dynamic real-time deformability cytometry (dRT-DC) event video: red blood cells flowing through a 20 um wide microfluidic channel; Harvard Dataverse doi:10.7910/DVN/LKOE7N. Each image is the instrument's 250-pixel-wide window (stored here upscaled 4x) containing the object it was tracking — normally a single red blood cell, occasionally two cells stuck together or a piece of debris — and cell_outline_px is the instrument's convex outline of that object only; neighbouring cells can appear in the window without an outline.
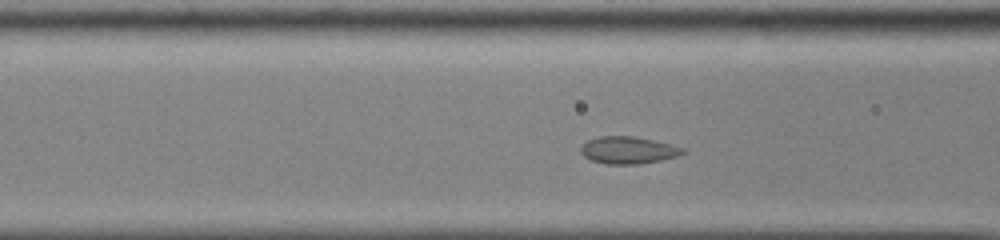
{"species": "common noctule bat (a hibernating species)", "species_latin": "Nyctalus noctula", "temperature_condition": "cold", "stored_images_in_passage": 40, "camera_frame_rate_fps": 3000, "um_per_image_px": 0.085, "animal": {"sex": "male", "body_mass_g": 13.0, "forearm_length_mm": 53.1}, "frame": {"image": 1, "passage_image": 10, "time_ms": 3.0, "image_size_px": [1000, 240], "cell_outline_px": [[688, 152], [680, 156], [640, 164], [604, 164], [592, 160], [584, 156], [580, 152], [580, 148], [588, 140], [600, 136], [632, 136], [672, 144], [688, 148]], "centroid_in_image_um": [53.47, 12.77], "position_along_channel_um": 113.1, "area_um2": 16.36}}
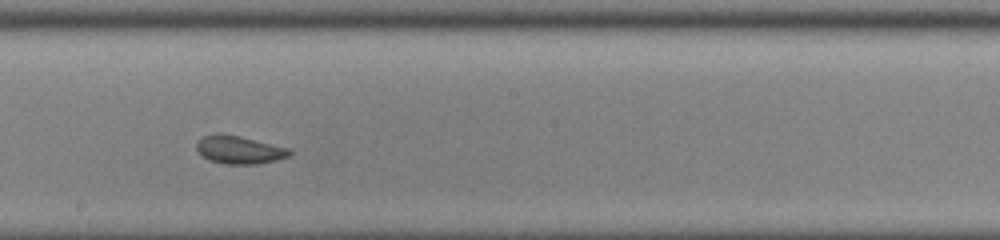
{"frame": {"image": 2, "passage_image": 19, "time_ms": 6.0, "image_size_px": [1000, 240], "cell_outline_px": [[292, 152], [288, 156], [276, 160], [260, 164], [224, 164], [208, 160], [196, 148], [196, 144], [204, 136], [220, 132], [240, 136], [292, 148]], "centroid_in_image_um": [20.38, 12.73], "position_along_channel_um": 227.8, "area_um2": 15.32}}
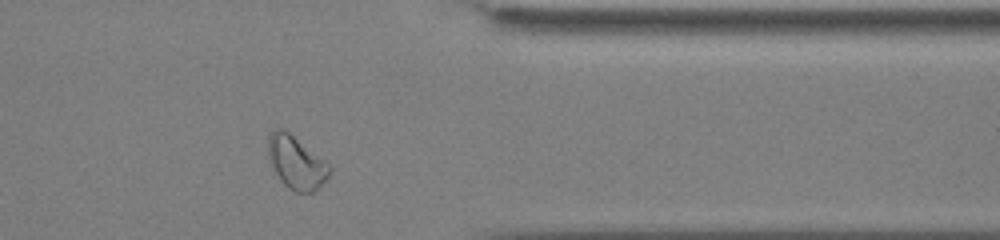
{"frame": {"image": 3, "passage_image": 32, "time_ms": 10.333, "image_size_px": [1000, 240], "cell_outline_px": [[332, 168], [328, 176], [312, 192], [296, 192], [288, 188], [280, 180], [268, 160], [268, 136], [276, 128], [284, 128], [328, 164]], "centroid_in_image_um": [25.13, 13.8], "position_along_channel_um": 386.3, "area_um2": 18.55}}